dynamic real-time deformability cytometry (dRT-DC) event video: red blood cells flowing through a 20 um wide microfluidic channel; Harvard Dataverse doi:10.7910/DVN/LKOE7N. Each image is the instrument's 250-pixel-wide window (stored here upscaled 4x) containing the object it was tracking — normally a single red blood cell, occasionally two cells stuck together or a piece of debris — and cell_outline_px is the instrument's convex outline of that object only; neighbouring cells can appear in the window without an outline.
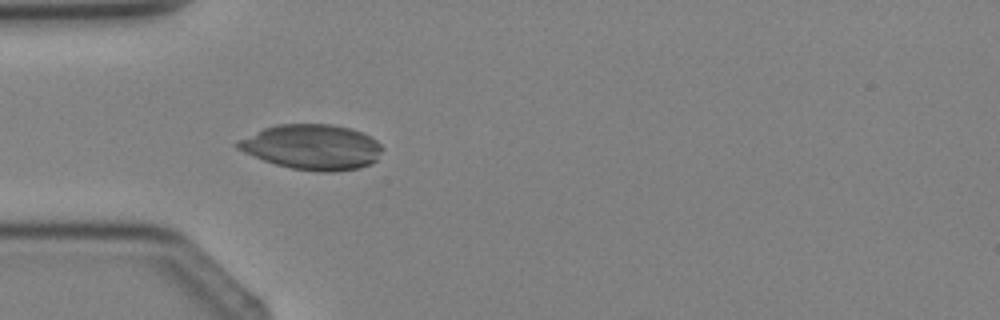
{"species": "Egyptian fruit bat (a non-hibernating species)", "species_latin": "Rousettus aegyptiacus", "temperature_condition": "cold", "stored_images_in_passage": 4, "camera_frame_rate_fps": 3000, "um_per_image_px": 0.085, "animal": {"sex": "female"}, "frame": {"image": 1, "passage_image": 4, "time_ms": 3.333, "image_size_px": [1000, 320], "cell_outline_px": [[384, 148], [376, 160], [372, 164], [360, 168], [332, 172], [320, 172], [292, 168], [276, 164], [264, 160], [244, 152], [236, 148], [232, 144], [236, 140], [264, 128], [276, 124], [332, 124], [352, 128], [376, 140]], "centroid_in_image_um": [26.52, 12.49], "position_along_channel_um": 58.5, "area_um2": 38.26}}